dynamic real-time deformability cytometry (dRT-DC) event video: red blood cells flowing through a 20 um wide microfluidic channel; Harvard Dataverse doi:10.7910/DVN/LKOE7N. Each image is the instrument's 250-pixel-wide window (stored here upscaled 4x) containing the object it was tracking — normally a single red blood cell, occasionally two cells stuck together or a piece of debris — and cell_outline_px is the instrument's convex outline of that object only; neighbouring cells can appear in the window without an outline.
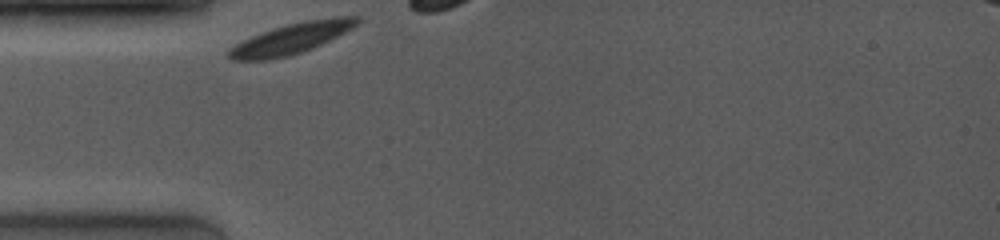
{"species": "common noctule bat (a hibernating species)", "species_latin": "Nyctalus noctula", "temperature_condition": "room temperature", "stored_images_in_passage": 4, "camera_frame_rate_fps": 4000, "um_per_image_px": 0.085, "animal": {"sex": "female", "body_mass_g": 19.0, "forearm_length_mm": 53.3}, "frame": {"image": 1, "passage_image": 1, "time_ms": 0.0, "image_size_px": [1000, 240], "cell_outline_px": [[360, 20], [352, 28], [312, 48], [288, 56], [268, 60], [232, 60], [228, 56], [228, 52], [236, 44], [252, 36], [272, 28], [304, 20], [336, 16], [360, 16]], "centroid_in_image_um": [24.78, 3.26], "position_along_channel_um": 60.2, "area_um2": 22.54}}